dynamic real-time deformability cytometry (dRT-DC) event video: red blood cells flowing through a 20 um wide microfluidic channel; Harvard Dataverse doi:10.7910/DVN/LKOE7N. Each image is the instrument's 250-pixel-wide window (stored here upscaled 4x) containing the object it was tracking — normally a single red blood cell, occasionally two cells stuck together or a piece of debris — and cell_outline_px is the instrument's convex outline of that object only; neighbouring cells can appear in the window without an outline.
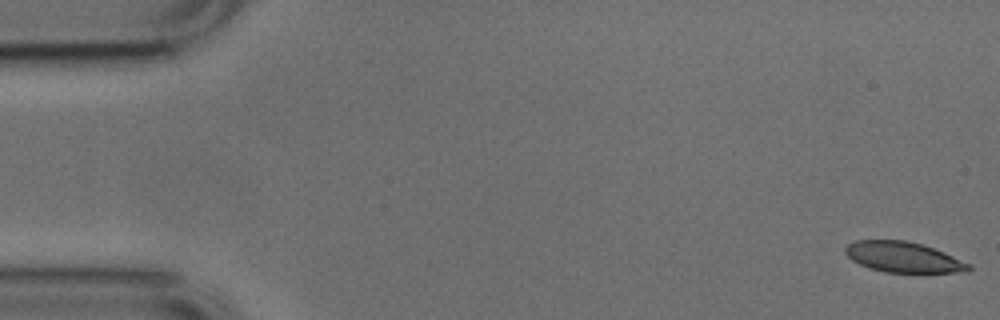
{"species": "common noctule bat (a hibernating species)", "species_latin": "Nyctalus noctula", "temperature_condition": "cold", "stored_images_in_passage": 53, "camera_frame_rate_fps": 3000, "um_per_image_px": 0.085, "animal": {"sex": "male", "body_mass_g": 17.9, "forearm_length_mm": 54.2}, "frame": {"image": 1, "passage_image": 1, "time_ms": 0.0, "image_size_px": [1000, 320], "cell_outline_px": [[972, 268], [968, 272], [884, 272], [868, 268], [852, 260], [844, 252], [844, 248], [848, 244], [856, 240], [904, 240], [920, 244], [944, 252], [972, 264]], "centroid_in_image_um": [76.78, 21.86], "position_along_channel_um": 8.2, "area_um2": 21.91}}
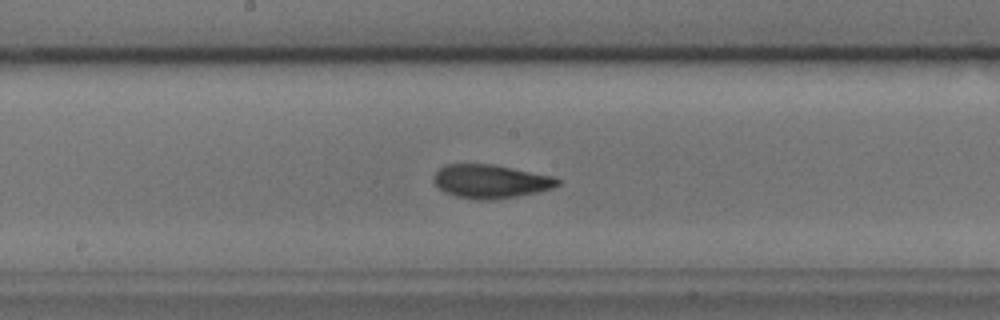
{"frame": {"image": 2, "passage_image": 27, "time_ms": 8.667, "image_size_px": [1000, 320], "cell_outline_px": [[560, 184], [552, 188], [536, 192], [516, 196], [488, 200], [476, 200], [456, 196], [444, 192], [436, 184], [436, 172], [440, 168], [448, 164], [492, 164], [552, 176], [560, 180]], "centroid_in_image_um": [41.72, 15.42], "position_along_channel_um": 206.5, "area_um2": 23.81}}
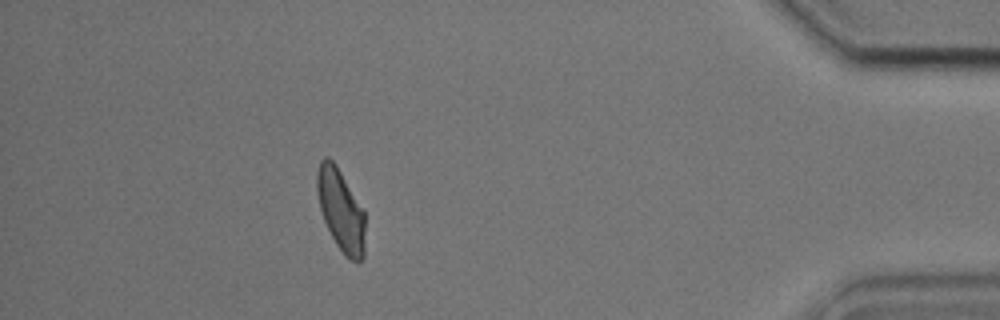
{"frame": {"image": 3, "passage_image": 47, "time_ms": 15.333, "image_size_px": [1000, 320], "cell_outline_px": [[364, 256], [360, 260], [348, 260], [344, 256], [336, 244], [324, 220], [320, 208], [316, 188], [316, 172], [320, 160], [324, 156], [328, 156], [336, 164], [364, 212]], "centroid_in_image_um": [28.94, 17.84], "position_along_channel_um": 406.3, "area_um2": 22.77}, "authors_computed_cell_mechanics": {"area_um2": 23.5246, "velocity_mm_per_s": 3.7593, "shape_relaxation_time_tau1_ms": 3.0233, "shape_relaxation_time_tau2_ms": 3.1155, "deformation_change_tau1": 0.1207, "deformation_change_tau2": 0.079}}